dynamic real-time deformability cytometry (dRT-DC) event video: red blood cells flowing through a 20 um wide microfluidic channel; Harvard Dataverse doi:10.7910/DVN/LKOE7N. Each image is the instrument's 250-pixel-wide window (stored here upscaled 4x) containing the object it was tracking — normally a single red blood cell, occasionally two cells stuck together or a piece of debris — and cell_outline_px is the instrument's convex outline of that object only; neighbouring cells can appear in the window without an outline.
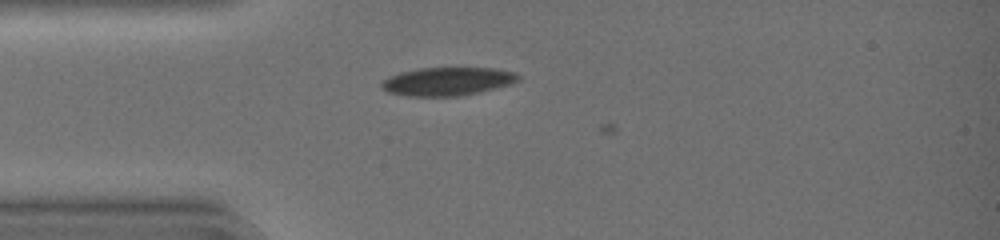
{"species": "common noctule bat (a hibernating species)", "species_latin": "Nyctalus noctula", "temperature_condition": "warm", "stored_images_in_passage": 6, "camera_frame_rate_fps": 3000, "um_per_image_px": 0.085, "animal": {"sex": "female", "body_mass_g": 19.0, "forearm_length_mm": 51.5}, "frame": {"image": 1, "passage_image": 5, "time_ms": 1.333, "image_size_px": [1000, 240], "cell_outline_px": [[520, 80], [512, 84], [480, 92], [460, 96], [408, 96], [388, 92], [380, 88], [380, 84], [388, 76], [400, 72], [420, 68], [496, 68], [516, 72], [520, 76]], "centroid_in_image_um": [38.06, 6.92], "position_along_channel_um": 46.9, "area_um2": 22.77}}